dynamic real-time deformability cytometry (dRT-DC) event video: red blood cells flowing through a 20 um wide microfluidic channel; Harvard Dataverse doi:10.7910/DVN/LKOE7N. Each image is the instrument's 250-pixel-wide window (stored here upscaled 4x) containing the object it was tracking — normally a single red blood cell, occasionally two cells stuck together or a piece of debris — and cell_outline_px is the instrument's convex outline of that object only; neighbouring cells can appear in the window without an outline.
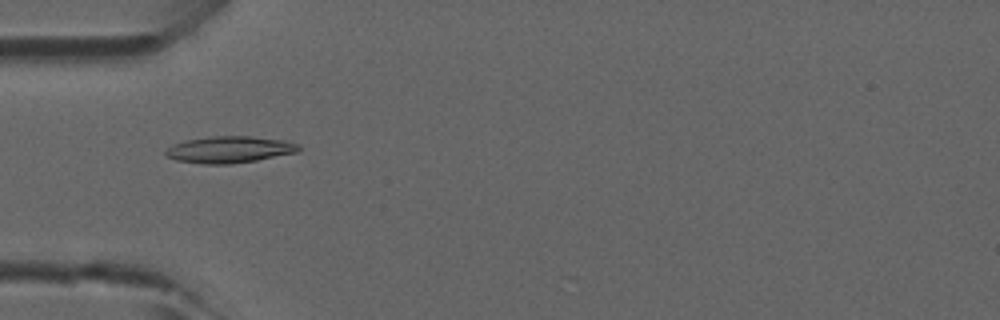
{"species": "common noctule bat (a hibernating species)", "species_latin": "Nyctalus noctula", "temperature_condition": "room temperature", "stored_images_in_passage": 4, "camera_frame_rate_fps": 3000, "um_per_image_px": 0.085, "animal": {"sex": "male", "forearm_length_mm": 52.5}, "frame": {"image": 1, "passage_image": 4, "time_ms": 1.0, "image_size_px": [1000, 320], "cell_outline_px": [[300, 148], [296, 152], [256, 160], [228, 164], [204, 164], [176, 160], [164, 156], [164, 152], [168, 148], [176, 144], [188, 140], [212, 136], [252, 136], [284, 140], [300, 144]], "centroid_in_image_um": [19.51, 12.71], "position_along_channel_um": 65.5, "area_um2": 20.46}}